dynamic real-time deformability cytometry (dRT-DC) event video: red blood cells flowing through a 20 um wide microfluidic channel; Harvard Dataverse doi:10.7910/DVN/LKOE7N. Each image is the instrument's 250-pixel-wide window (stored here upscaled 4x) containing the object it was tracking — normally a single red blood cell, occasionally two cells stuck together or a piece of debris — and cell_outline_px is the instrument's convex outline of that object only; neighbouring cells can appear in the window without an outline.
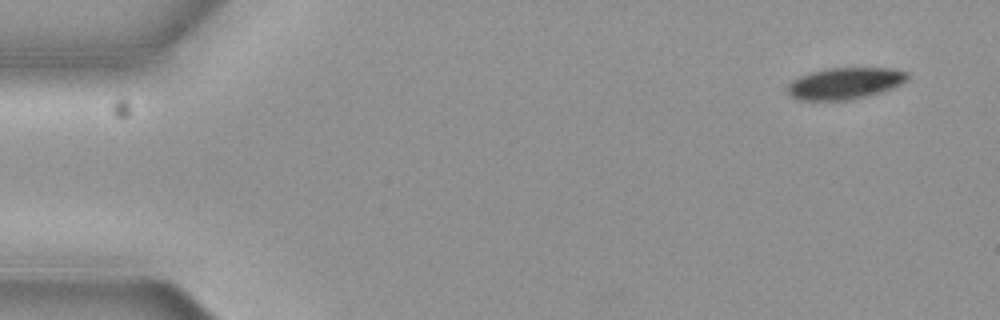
{"species": "common noctule bat (a hibernating species)", "species_latin": "Nyctalus noctula", "temperature_condition": "cold", "stored_images_in_passage": 4, "camera_frame_rate_fps": 3000, "um_per_image_px": 0.085, "animal": {"sex": "female", "body_mass_g": 19.3, "forearm_length_mm": 54.1}, "frame": {"image": 1, "passage_image": 1, "time_ms": 0.0, "image_size_px": [1000, 320], "cell_outline_px": [[908, 80], [884, 92], [852, 100], [796, 100], [784, 92], [788, 84], [792, 80], [800, 76], [812, 72], [828, 68], [892, 68], [908, 72]], "centroid_in_image_um": [71.8, 7.1], "position_along_channel_um": 13.2, "area_um2": 22.43}}
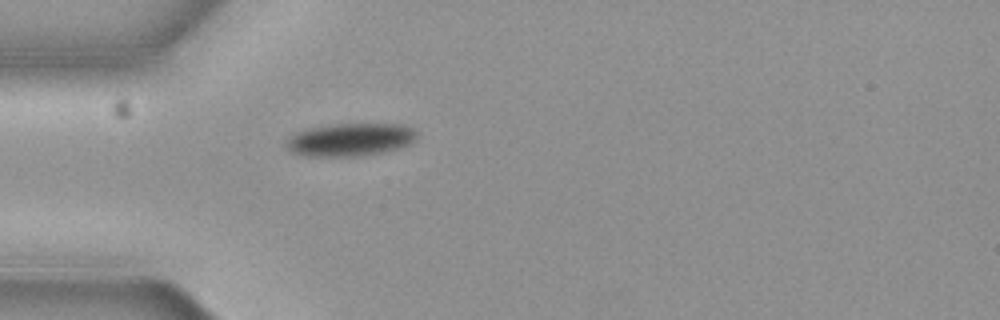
{"frame": {"image": 2, "passage_image": 4, "time_ms": 1.0, "image_size_px": [1000, 320], "cell_outline_px": [[416, 140], [400, 148], [380, 152], [356, 156], [308, 156], [292, 152], [288, 148], [284, 140], [292, 132], [304, 128], [332, 124], [404, 124], [412, 128], [416, 132]], "centroid_in_image_um": [29.71, 11.85], "position_along_channel_um": 55.3, "area_um2": 25.26}}